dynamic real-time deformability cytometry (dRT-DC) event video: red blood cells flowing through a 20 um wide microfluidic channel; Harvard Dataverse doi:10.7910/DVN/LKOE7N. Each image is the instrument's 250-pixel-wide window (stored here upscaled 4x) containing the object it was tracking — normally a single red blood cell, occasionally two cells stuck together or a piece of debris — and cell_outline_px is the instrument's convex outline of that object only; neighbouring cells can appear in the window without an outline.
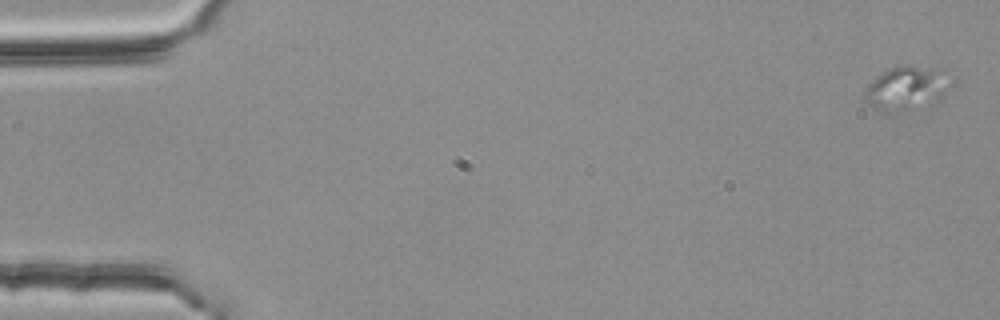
{"species": "common noctule bat (a hibernating species)", "species_latin": "Nyctalus noctula", "temperature_condition": "room temperature", "stored_images_in_passage": 5, "camera_frame_rate_fps": 3000, "um_per_image_px": 0.085, "animal": {"sex": "female", "body_mass_g": 25.1}, "frame": {"image": 1, "passage_image": 2, "time_ms": 0.333, "image_size_px": [1000, 320], "cell_outline_px": [[944, 96], [936, 104], [888, 112], [884, 112], [868, 104], [864, 100], [864, 88], [876, 76], [888, 68], [940, 68], [944, 92]], "centroid_in_image_um": [76.9, 7.56], "position_along_channel_um": 8.1, "area_um2": 20.69}}